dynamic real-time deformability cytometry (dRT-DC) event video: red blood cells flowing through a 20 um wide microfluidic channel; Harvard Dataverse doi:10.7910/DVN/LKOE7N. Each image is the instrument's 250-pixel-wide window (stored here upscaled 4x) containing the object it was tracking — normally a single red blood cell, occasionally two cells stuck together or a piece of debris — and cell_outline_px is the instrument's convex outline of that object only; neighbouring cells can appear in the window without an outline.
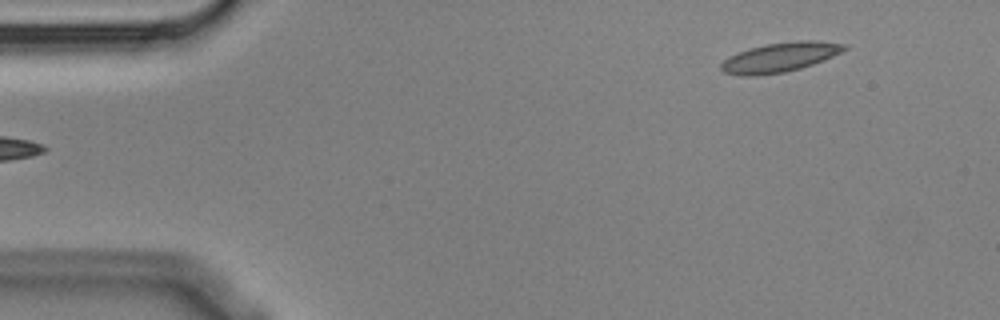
{"species": "Egyptian fruit bat (a non-hibernating species)", "species_latin": "Rousettus aegyptiacus", "temperature_condition": "cold", "stored_images_in_passage": 5, "segment_of_instrument_passage": [2, 2], "camera_frame_rate_fps": 3000, "um_per_image_px": 0.085, "animal": {"sex": "male"}, "frame": {"image": 1, "passage_image": 5, "time_ms": 1.333, "image_size_px": [1000, 320], "cell_outline_px": [[848, 48], [824, 60], [800, 68], [784, 72], [756, 76], [740, 76], [724, 72], [720, 68], [720, 64], [728, 56], [736, 52], [748, 48], [764, 44], [796, 40], [816, 40], [848, 44]], "centroid_in_image_um": [66.27, 4.86], "position_along_channel_um": 18.7, "area_um2": 21.44}}